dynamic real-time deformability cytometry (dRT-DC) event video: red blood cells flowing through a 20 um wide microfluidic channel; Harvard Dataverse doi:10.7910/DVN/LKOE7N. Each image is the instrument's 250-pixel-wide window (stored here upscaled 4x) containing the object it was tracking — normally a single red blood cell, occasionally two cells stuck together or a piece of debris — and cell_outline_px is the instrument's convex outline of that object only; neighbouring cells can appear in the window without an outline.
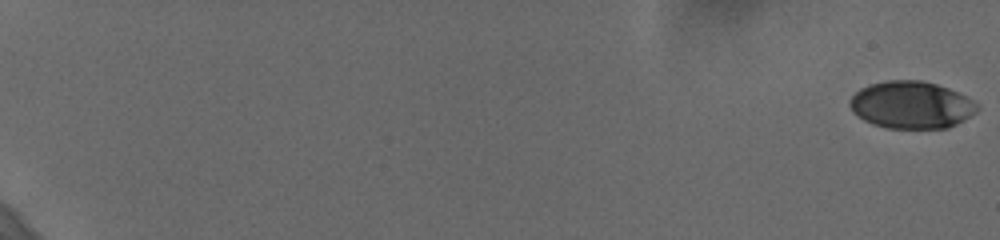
{"species": "human", "species_latin": "Homo sapiens", "temperature_condition": "cold", "stored_images_in_passage": 60, "camera_frame_rate_fps": 3000, "um_per_image_px": 0.085, "donor": {"sex": "female"}, "frame": {"image": 1, "passage_image": 1, "time_ms": 0.0, "image_size_px": [1000, 240], "cell_outline_px": [[976, 112], [964, 120], [948, 128], [888, 128], [872, 124], [864, 120], [852, 112], [848, 104], [852, 96], [860, 88], [868, 84], [888, 80], [920, 80], [936, 84], [948, 88], [964, 96], [976, 104]], "centroid_in_image_um": [77.4, 8.92], "position_along_channel_um": 7.6, "area_um2": 34.91}}
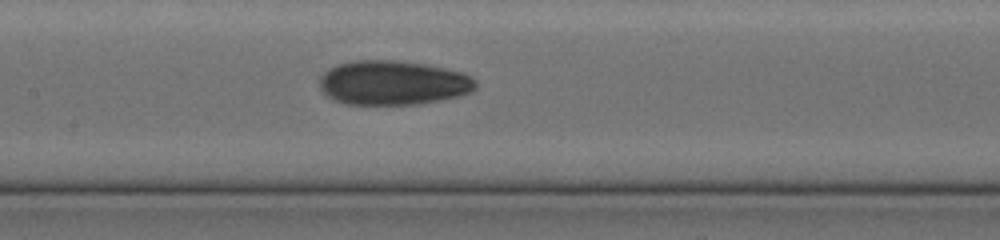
{"frame": {"image": 2, "passage_image": 34, "time_ms": 11.0, "image_size_px": [1000, 240], "cell_outline_px": [[476, 88], [472, 92], [460, 96], [420, 104], [348, 104], [332, 100], [320, 88], [320, 76], [328, 68], [336, 64], [352, 60], [392, 60], [424, 64], [464, 72], [476, 80]], "centroid_in_image_um": [33.41, 7.03], "position_along_channel_um": 174.0, "area_um2": 40.63}}
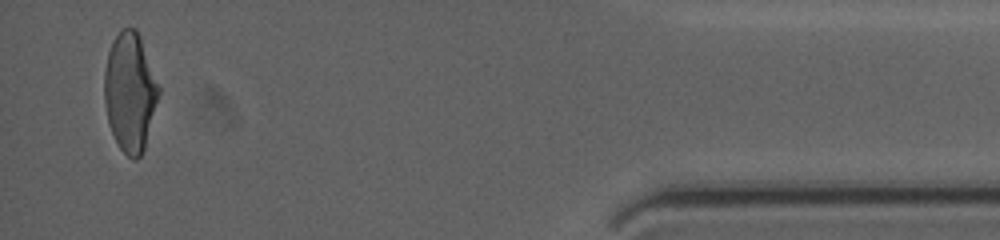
{"frame": {"image": 3, "passage_image": 59, "time_ms": 19.333, "image_size_px": [1000, 240], "cell_outline_px": [[160, 92], [144, 148], [140, 156], [136, 160], [132, 160], [120, 148], [108, 124], [104, 100], [104, 72], [108, 52], [116, 36], [124, 28], [136, 28], [140, 36], [160, 88]], "centroid_in_image_um": [11.04, 7.83], "position_along_channel_um": 424.2, "area_um2": 37.34}, "authors_computed_cell_mechanics": {"area_um2": 37.3388, "velocity_mm_per_s": 3.675, "shape_relaxation_time_tau1_ms": 5.4956, "shape_relaxation_time_tau2_ms": 2.5844, "deformation_change_tau1": 0.1703, "deformation_change_tau2": 0.0737}}